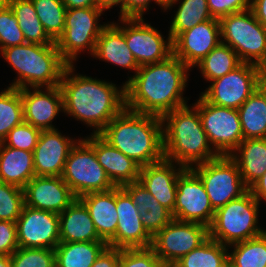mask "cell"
<instances>
[{
    "label": "cell",
    "mask_w": 266,
    "mask_h": 267,
    "mask_svg": "<svg viewBox=\"0 0 266 267\" xmlns=\"http://www.w3.org/2000/svg\"><path fill=\"white\" fill-rule=\"evenodd\" d=\"M190 70L174 55L159 63L140 66L125 81V108L163 117L187 105L189 98L183 95Z\"/></svg>",
    "instance_id": "1"
},
{
    "label": "cell",
    "mask_w": 266,
    "mask_h": 267,
    "mask_svg": "<svg viewBox=\"0 0 266 267\" xmlns=\"http://www.w3.org/2000/svg\"><path fill=\"white\" fill-rule=\"evenodd\" d=\"M63 113L87 124L92 134H99L125 108V83L118 87L80 73L68 65L60 81Z\"/></svg>",
    "instance_id": "2"
},
{
    "label": "cell",
    "mask_w": 266,
    "mask_h": 267,
    "mask_svg": "<svg viewBox=\"0 0 266 267\" xmlns=\"http://www.w3.org/2000/svg\"><path fill=\"white\" fill-rule=\"evenodd\" d=\"M99 134L141 167L164 158L162 117L124 108Z\"/></svg>",
    "instance_id": "3"
},
{
    "label": "cell",
    "mask_w": 266,
    "mask_h": 267,
    "mask_svg": "<svg viewBox=\"0 0 266 267\" xmlns=\"http://www.w3.org/2000/svg\"><path fill=\"white\" fill-rule=\"evenodd\" d=\"M162 122L165 159L191 168L219 156L210 145L198 109L193 104L166 113Z\"/></svg>",
    "instance_id": "4"
},
{
    "label": "cell",
    "mask_w": 266,
    "mask_h": 267,
    "mask_svg": "<svg viewBox=\"0 0 266 267\" xmlns=\"http://www.w3.org/2000/svg\"><path fill=\"white\" fill-rule=\"evenodd\" d=\"M0 53L17 73L8 87L17 89L59 86L69 65L61 57L56 43H25L4 48Z\"/></svg>",
    "instance_id": "5"
},
{
    "label": "cell",
    "mask_w": 266,
    "mask_h": 267,
    "mask_svg": "<svg viewBox=\"0 0 266 267\" xmlns=\"http://www.w3.org/2000/svg\"><path fill=\"white\" fill-rule=\"evenodd\" d=\"M260 203L248 191L215 211L209 237L226 246L263 234L258 225Z\"/></svg>",
    "instance_id": "6"
},
{
    "label": "cell",
    "mask_w": 266,
    "mask_h": 267,
    "mask_svg": "<svg viewBox=\"0 0 266 267\" xmlns=\"http://www.w3.org/2000/svg\"><path fill=\"white\" fill-rule=\"evenodd\" d=\"M221 42L230 46L243 63H252L266 71V28L253 11L223 16L219 19Z\"/></svg>",
    "instance_id": "7"
},
{
    "label": "cell",
    "mask_w": 266,
    "mask_h": 267,
    "mask_svg": "<svg viewBox=\"0 0 266 267\" xmlns=\"http://www.w3.org/2000/svg\"><path fill=\"white\" fill-rule=\"evenodd\" d=\"M103 12L98 7L66 10L63 34L57 39L56 45L61 57L69 65H74L83 51L93 55L96 41L107 24L99 23Z\"/></svg>",
    "instance_id": "8"
},
{
    "label": "cell",
    "mask_w": 266,
    "mask_h": 267,
    "mask_svg": "<svg viewBox=\"0 0 266 267\" xmlns=\"http://www.w3.org/2000/svg\"><path fill=\"white\" fill-rule=\"evenodd\" d=\"M190 169L202 181L215 211L249 191L236 162L230 156H218Z\"/></svg>",
    "instance_id": "9"
},
{
    "label": "cell",
    "mask_w": 266,
    "mask_h": 267,
    "mask_svg": "<svg viewBox=\"0 0 266 267\" xmlns=\"http://www.w3.org/2000/svg\"><path fill=\"white\" fill-rule=\"evenodd\" d=\"M62 178L77 198L115 187L99 164L94 149L81 137L69 152Z\"/></svg>",
    "instance_id": "10"
},
{
    "label": "cell",
    "mask_w": 266,
    "mask_h": 267,
    "mask_svg": "<svg viewBox=\"0 0 266 267\" xmlns=\"http://www.w3.org/2000/svg\"><path fill=\"white\" fill-rule=\"evenodd\" d=\"M266 71L252 63H242L226 75L214 79L201 96L213 105L238 109L263 83Z\"/></svg>",
    "instance_id": "11"
},
{
    "label": "cell",
    "mask_w": 266,
    "mask_h": 267,
    "mask_svg": "<svg viewBox=\"0 0 266 267\" xmlns=\"http://www.w3.org/2000/svg\"><path fill=\"white\" fill-rule=\"evenodd\" d=\"M193 105L198 109L208 141L219 156H229L244 140L237 109L213 105L200 94Z\"/></svg>",
    "instance_id": "12"
},
{
    "label": "cell",
    "mask_w": 266,
    "mask_h": 267,
    "mask_svg": "<svg viewBox=\"0 0 266 267\" xmlns=\"http://www.w3.org/2000/svg\"><path fill=\"white\" fill-rule=\"evenodd\" d=\"M144 20L143 17H119L121 25L115 22L123 31L127 46L139 67L165 61L173 55L171 37L168 35L165 39L156 27Z\"/></svg>",
    "instance_id": "13"
},
{
    "label": "cell",
    "mask_w": 266,
    "mask_h": 267,
    "mask_svg": "<svg viewBox=\"0 0 266 267\" xmlns=\"http://www.w3.org/2000/svg\"><path fill=\"white\" fill-rule=\"evenodd\" d=\"M208 238L207 226L173 219L152 237L151 248L167 267H172Z\"/></svg>",
    "instance_id": "14"
},
{
    "label": "cell",
    "mask_w": 266,
    "mask_h": 267,
    "mask_svg": "<svg viewBox=\"0 0 266 267\" xmlns=\"http://www.w3.org/2000/svg\"><path fill=\"white\" fill-rule=\"evenodd\" d=\"M173 219L211 226L215 210L200 178L186 168L178 177Z\"/></svg>",
    "instance_id": "15"
},
{
    "label": "cell",
    "mask_w": 266,
    "mask_h": 267,
    "mask_svg": "<svg viewBox=\"0 0 266 267\" xmlns=\"http://www.w3.org/2000/svg\"><path fill=\"white\" fill-rule=\"evenodd\" d=\"M15 223L21 248L55 249L60 243L59 214L24 205Z\"/></svg>",
    "instance_id": "16"
},
{
    "label": "cell",
    "mask_w": 266,
    "mask_h": 267,
    "mask_svg": "<svg viewBox=\"0 0 266 267\" xmlns=\"http://www.w3.org/2000/svg\"><path fill=\"white\" fill-rule=\"evenodd\" d=\"M116 211L117 230L107 245L118 249L151 247L152 236L144 228L137 206L122 187H116Z\"/></svg>",
    "instance_id": "17"
},
{
    "label": "cell",
    "mask_w": 266,
    "mask_h": 267,
    "mask_svg": "<svg viewBox=\"0 0 266 267\" xmlns=\"http://www.w3.org/2000/svg\"><path fill=\"white\" fill-rule=\"evenodd\" d=\"M220 22L213 18L180 33L173 41V55L190 69L220 42Z\"/></svg>",
    "instance_id": "18"
},
{
    "label": "cell",
    "mask_w": 266,
    "mask_h": 267,
    "mask_svg": "<svg viewBox=\"0 0 266 267\" xmlns=\"http://www.w3.org/2000/svg\"><path fill=\"white\" fill-rule=\"evenodd\" d=\"M19 90L23 104V121L41 130L58 129L52 123L64 111L60 86Z\"/></svg>",
    "instance_id": "19"
},
{
    "label": "cell",
    "mask_w": 266,
    "mask_h": 267,
    "mask_svg": "<svg viewBox=\"0 0 266 267\" xmlns=\"http://www.w3.org/2000/svg\"><path fill=\"white\" fill-rule=\"evenodd\" d=\"M23 190L26 206L56 214L77 198L62 176H34Z\"/></svg>",
    "instance_id": "20"
},
{
    "label": "cell",
    "mask_w": 266,
    "mask_h": 267,
    "mask_svg": "<svg viewBox=\"0 0 266 267\" xmlns=\"http://www.w3.org/2000/svg\"><path fill=\"white\" fill-rule=\"evenodd\" d=\"M78 140L58 129L42 130L33 150L35 176H62L69 152Z\"/></svg>",
    "instance_id": "21"
},
{
    "label": "cell",
    "mask_w": 266,
    "mask_h": 267,
    "mask_svg": "<svg viewBox=\"0 0 266 267\" xmlns=\"http://www.w3.org/2000/svg\"><path fill=\"white\" fill-rule=\"evenodd\" d=\"M186 168L168 159L140 168L139 182L171 213L174 211L177 180Z\"/></svg>",
    "instance_id": "22"
},
{
    "label": "cell",
    "mask_w": 266,
    "mask_h": 267,
    "mask_svg": "<svg viewBox=\"0 0 266 267\" xmlns=\"http://www.w3.org/2000/svg\"><path fill=\"white\" fill-rule=\"evenodd\" d=\"M83 139L94 149L99 164L115 187L139 181L141 166L114 148L100 134L91 133Z\"/></svg>",
    "instance_id": "23"
},
{
    "label": "cell",
    "mask_w": 266,
    "mask_h": 267,
    "mask_svg": "<svg viewBox=\"0 0 266 267\" xmlns=\"http://www.w3.org/2000/svg\"><path fill=\"white\" fill-rule=\"evenodd\" d=\"M106 63L120 66V68L135 71L139 69V65L127 46L123 31L115 24V22H107L101 31L95 45V50L91 56Z\"/></svg>",
    "instance_id": "24"
},
{
    "label": "cell",
    "mask_w": 266,
    "mask_h": 267,
    "mask_svg": "<svg viewBox=\"0 0 266 267\" xmlns=\"http://www.w3.org/2000/svg\"><path fill=\"white\" fill-rule=\"evenodd\" d=\"M79 199L88 209L99 237L108 243L115 236L118 225L116 187L105 192L87 193Z\"/></svg>",
    "instance_id": "25"
},
{
    "label": "cell",
    "mask_w": 266,
    "mask_h": 267,
    "mask_svg": "<svg viewBox=\"0 0 266 267\" xmlns=\"http://www.w3.org/2000/svg\"><path fill=\"white\" fill-rule=\"evenodd\" d=\"M60 242L103 241L85 204L76 198L59 214Z\"/></svg>",
    "instance_id": "26"
},
{
    "label": "cell",
    "mask_w": 266,
    "mask_h": 267,
    "mask_svg": "<svg viewBox=\"0 0 266 267\" xmlns=\"http://www.w3.org/2000/svg\"><path fill=\"white\" fill-rule=\"evenodd\" d=\"M229 156L250 188L266 172V138L244 139Z\"/></svg>",
    "instance_id": "27"
},
{
    "label": "cell",
    "mask_w": 266,
    "mask_h": 267,
    "mask_svg": "<svg viewBox=\"0 0 266 267\" xmlns=\"http://www.w3.org/2000/svg\"><path fill=\"white\" fill-rule=\"evenodd\" d=\"M34 176L33 152L0 142V181L24 188Z\"/></svg>",
    "instance_id": "28"
},
{
    "label": "cell",
    "mask_w": 266,
    "mask_h": 267,
    "mask_svg": "<svg viewBox=\"0 0 266 267\" xmlns=\"http://www.w3.org/2000/svg\"><path fill=\"white\" fill-rule=\"evenodd\" d=\"M237 110L243 139L266 138V78Z\"/></svg>",
    "instance_id": "29"
},
{
    "label": "cell",
    "mask_w": 266,
    "mask_h": 267,
    "mask_svg": "<svg viewBox=\"0 0 266 267\" xmlns=\"http://www.w3.org/2000/svg\"><path fill=\"white\" fill-rule=\"evenodd\" d=\"M107 246L105 241L60 242L55 248V267H91Z\"/></svg>",
    "instance_id": "30"
},
{
    "label": "cell",
    "mask_w": 266,
    "mask_h": 267,
    "mask_svg": "<svg viewBox=\"0 0 266 267\" xmlns=\"http://www.w3.org/2000/svg\"><path fill=\"white\" fill-rule=\"evenodd\" d=\"M176 8L174 18L171 19L168 35L173 41L180 33L193 28L195 25L213 19L209 12L207 0H174L168 4L164 11Z\"/></svg>",
    "instance_id": "31"
},
{
    "label": "cell",
    "mask_w": 266,
    "mask_h": 267,
    "mask_svg": "<svg viewBox=\"0 0 266 267\" xmlns=\"http://www.w3.org/2000/svg\"><path fill=\"white\" fill-rule=\"evenodd\" d=\"M243 62L237 53L227 44L220 42L210 51L195 67L199 68L205 81L211 82L214 79L233 71Z\"/></svg>",
    "instance_id": "32"
},
{
    "label": "cell",
    "mask_w": 266,
    "mask_h": 267,
    "mask_svg": "<svg viewBox=\"0 0 266 267\" xmlns=\"http://www.w3.org/2000/svg\"><path fill=\"white\" fill-rule=\"evenodd\" d=\"M26 43L49 45L56 43L45 31L31 0H12L9 4Z\"/></svg>",
    "instance_id": "33"
},
{
    "label": "cell",
    "mask_w": 266,
    "mask_h": 267,
    "mask_svg": "<svg viewBox=\"0 0 266 267\" xmlns=\"http://www.w3.org/2000/svg\"><path fill=\"white\" fill-rule=\"evenodd\" d=\"M228 246L210 237L172 267H229Z\"/></svg>",
    "instance_id": "34"
},
{
    "label": "cell",
    "mask_w": 266,
    "mask_h": 267,
    "mask_svg": "<svg viewBox=\"0 0 266 267\" xmlns=\"http://www.w3.org/2000/svg\"><path fill=\"white\" fill-rule=\"evenodd\" d=\"M230 248L229 267H266V231L258 237L231 244Z\"/></svg>",
    "instance_id": "35"
},
{
    "label": "cell",
    "mask_w": 266,
    "mask_h": 267,
    "mask_svg": "<svg viewBox=\"0 0 266 267\" xmlns=\"http://www.w3.org/2000/svg\"><path fill=\"white\" fill-rule=\"evenodd\" d=\"M23 122V104L20 90L8 87L0 92V142Z\"/></svg>",
    "instance_id": "36"
},
{
    "label": "cell",
    "mask_w": 266,
    "mask_h": 267,
    "mask_svg": "<svg viewBox=\"0 0 266 267\" xmlns=\"http://www.w3.org/2000/svg\"><path fill=\"white\" fill-rule=\"evenodd\" d=\"M47 34L56 42L65 27L66 7L62 0H31Z\"/></svg>",
    "instance_id": "37"
},
{
    "label": "cell",
    "mask_w": 266,
    "mask_h": 267,
    "mask_svg": "<svg viewBox=\"0 0 266 267\" xmlns=\"http://www.w3.org/2000/svg\"><path fill=\"white\" fill-rule=\"evenodd\" d=\"M24 205L23 188L0 181V220L16 222Z\"/></svg>",
    "instance_id": "38"
},
{
    "label": "cell",
    "mask_w": 266,
    "mask_h": 267,
    "mask_svg": "<svg viewBox=\"0 0 266 267\" xmlns=\"http://www.w3.org/2000/svg\"><path fill=\"white\" fill-rule=\"evenodd\" d=\"M10 260L12 267H55V249L19 247Z\"/></svg>",
    "instance_id": "39"
},
{
    "label": "cell",
    "mask_w": 266,
    "mask_h": 267,
    "mask_svg": "<svg viewBox=\"0 0 266 267\" xmlns=\"http://www.w3.org/2000/svg\"><path fill=\"white\" fill-rule=\"evenodd\" d=\"M25 43L24 34L10 6L0 7V52L4 48Z\"/></svg>",
    "instance_id": "40"
},
{
    "label": "cell",
    "mask_w": 266,
    "mask_h": 267,
    "mask_svg": "<svg viewBox=\"0 0 266 267\" xmlns=\"http://www.w3.org/2000/svg\"><path fill=\"white\" fill-rule=\"evenodd\" d=\"M41 131L23 121L20 125L15 126L2 142L8 147L33 152Z\"/></svg>",
    "instance_id": "41"
},
{
    "label": "cell",
    "mask_w": 266,
    "mask_h": 267,
    "mask_svg": "<svg viewBox=\"0 0 266 267\" xmlns=\"http://www.w3.org/2000/svg\"><path fill=\"white\" fill-rule=\"evenodd\" d=\"M119 267H167L149 248L119 249Z\"/></svg>",
    "instance_id": "42"
},
{
    "label": "cell",
    "mask_w": 266,
    "mask_h": 267,
    "mask_svg": "<svg viewBox=\"0 0 266 267\" xmlns=\"http://www.w3.org/2000/svg\"><path fill=\"white\" fill-rule=\"evenodd\" d=\"M122 188L130 195L140 213L154 209H166L139 181L125 184Z\"/></svg>",
    "instance_id": "43"
},
{
    "label": "cell",
    "mask_w": 266,
    "mask_h": 267,
    "mask_svg": "<svg viewBox=\"0 0 266 267\" xmlns=\"http://www.w3.org/2000/svg\"><path fill=\"white\" fill-rule=\"evenodd\" d=\"M207 4L212 17L217 19L250 9V0H207Z\"/></svg>",
    "instance_id": "44"
},
{
    "label": "cell",
    "mask_w": 266,
    "mask_h": 267,
    "mask_svg": "<svg viewBox=\"0 0 266 267\" xmlns=\"http://www.w3.org/2000/svg\"><path fill=\"white\" fill-rule=\"evenodd\" d=\"M144 228L153 237L172 220V214L168 209H154L140 213Z\"/></svg>",
    "instance_id": "45"
},
{
    "label": "cell",
    "mask_w": 266,
    "mask_h": 267,
    "mask_svg": "<svg viewBox=\"0 0 266 267\" xmlns=\"http://www.w3.org/2000/svg\"><path fill=\"white\" fill-rule=\"evenodd\" d=\"M17 248L16 223L0 220V255L10 256Z\"/></svg>",
    "instance_id": "46"
},
{
    "label": "cell",
    "mask_w": 266,
    "mask_h": 267,
    "mask_svg": "<svg viewBox=\"0 0 266 267\" xmlns=\"http://www.w3.org/2000/svg\"><path fill=\"white\" fill-rule=\"evenodd\" d=\"M151 1L161 6V9H165L158 0H124V17H144V13L151 7Z\"/></svg>",
    "instance_id": "47"
},
{
    "label": "cell",
    "mask_w": 266,
    "mask_h": 267,
    "mask_svg": "<svg viewBox=\"0 0 266 267\" xmlns=\"http://www.w3.org/2000/svg\"><path fill=\"white\" fill-rule=\"evenodd\" d=\"M91 267H119V249L107 246Z\"/></svg>",
    "instance_id": "48"
},
{
    "label": "cell",
    "mask_w": 266,
    "mask_h": 267,
    "mask_svg": "<svg viewBox=\"0 0 266 267\" xmlns=\"http://www.w3.org/2000/svg\"><path fill=\"white\" fill-rule=\"evenodd\" d=\"M250 9L259 23L266 28V0H250Z\"/></svg>",
    "instance_id": "49"
},
{
    "label": "cell",
    "mask_w": 266,
    "mask_h": 267,
    "mask_svg": "<svg viewBox=\"0 0 266 267\" xmlns=\"http://www.w3.org/2000/svg\"><path fill=\"white\" fill-rule=\"evenodd\" d=\"M249 191L260 204L262 200L266 202V172L249 188Z\"/></svg>",
    "instance_id": "50"
},
{
    "label": "cell",
    "mask_w": 266,
    "mask_h": 267,
    "mask_svg": "<svg viewBox=\"0 0 266 267\" xmlns=\"http://www.w3.org/2000/svg\"><path fill=\"white\" fill-rule=\"evenodd\" d=\"M97 7L102 9L104 12L114 6H119L120 15L119 17H124V0H95Z\"/></svg>",
    "instance_id": "51"
},
{
    "label": "cell",
    "mask_w": 266,
    "mask_h": 267,
    "mask_svg": "<svg viewBox=\"0 0 266 267\" xmlns=\"http://www.w3.org/2000/svg\"><path fill=\"white\" fill-rule=\"evenodd\" d=\"M66 9L97 7L95 0H62Z\"/></svg>",
    "instance_id": "52"
},
{
    "label": "cell",
    "mask_w": 266,
    "mask_h": 267,
    "mask_svg": "<svg viewBox=\"0 0 266 267\" xmlns=\"http://www.w3.org/2000/svg\"><path fill=\"white\" fill-rule=\"evenodd\" d=\"M0 267H12L10 256L0 255Z\"/></svg>",
    "instance_id": "53"
},
{
    "label": "cell",
    "mask_w": 266,
    "mask_h": 267,
    "mask_svg": "<svg viewBox=\"0 0 266 267\" xmlns=\"http://www.w3.org/2000/svg\"><path fill=\"white\" fill-rule=\"evenodd\" d=\"M12 0H0V7H7Z\"/></svg>",
    "instance_id": "54"
},
{
    "label": "cell",
    "mask_w": 266,
    "mask_h": 267,
    "mask_svg": "<svg viewBox=\"0 0 266 267\" xmlns=\"http://www.w3.org/2000/svg\"><path fill=\"white\" fill-rule=\"evenodd\" d=\"M164 7L173 2L174 0H158Z\"/></svg>",
    "instance_id": "55"
}]
</instances>
